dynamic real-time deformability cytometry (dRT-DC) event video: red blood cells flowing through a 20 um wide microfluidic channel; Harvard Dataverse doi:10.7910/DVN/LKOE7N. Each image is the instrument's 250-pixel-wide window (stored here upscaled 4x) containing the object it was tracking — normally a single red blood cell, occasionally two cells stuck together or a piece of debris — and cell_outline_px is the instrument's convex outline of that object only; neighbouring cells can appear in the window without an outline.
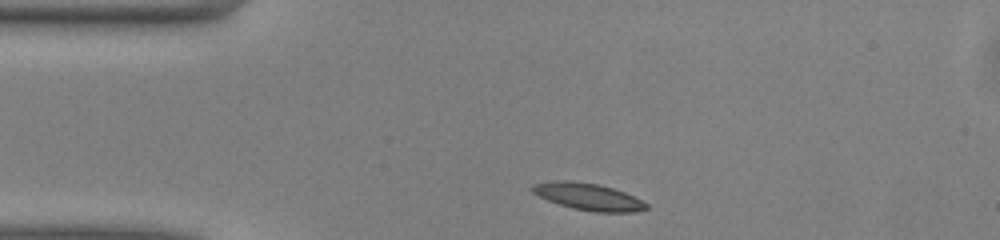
{"species": "common noctule bat (a hibernating species)", "species_latin": "Nyctalus noctula", "temperature_condition": "warm", "stored_images_in_passage": 41, "camera_frame_rate_fps": 3000, "um_per_image_px": 0.085, "animal": {"sex": "male", "body_mass_g": 13.0, "forearm_length_mm": 53.1}, "frame": {"image": 1, "passage_image": 1, "time_ms": 0.0, "image_size_px": [1000, 240], "cell_outline_px": [[648, 208], [636, 212], [596, 212], [572, 208], [548, 200], [532, 192], [528, 188], [532, 184], [556, 180], [572, 180], [596, 184], [612, 188], [624, 192], [648, 204]], "centroid_in_image_um": [49.96, 16.71], "position_along_channel_um": 35.0, "area_um2": 17.8}}
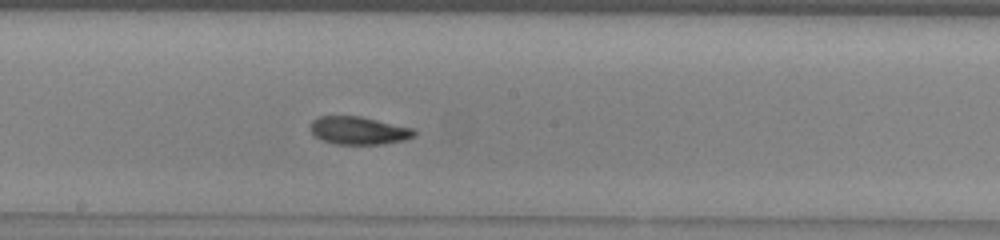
{"frame": {"image": 2, "passage_image": 17, "time_ms": 5.333, "image_size_px": [1000, 240], "cell_outline_px": [[416, 136], [404, 140], [384, 144], [336, 144], [320, 140], [312, 132], [312, 120], [320, 116], [360, 116], [412, 128], [416, 132]], "centroid_in_image_um": [30.5, 11.1], "position_along_channel_um": 217.7, "area_um2": 16.76}}
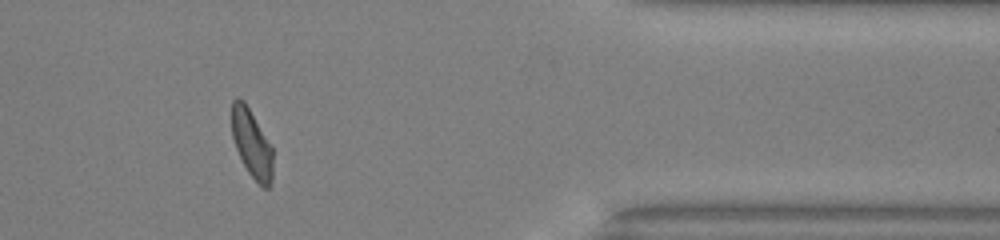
{"frame": {"image": 3, "passage_image": 32, "time_ms": 10.333, "image_size_px": [1000, 240], "cell_outline_px": [[272, 180], [268, 188], [264, 188], [248, 172], [236, 148], [232, 136], [232, 100], [236, 96], [244, 100], [272, 148]], "centroid_in_image_um": [21.38, 12.18], "position_along_channel_um": 390.0, "area_um2": 15.95}, "authors_computed_cell_mechanics": {"area_um2": 17.1666, "velocity_mm_per_s": 4.0382, "shape_relaxation_time_tau1_ms": 4.0878, "shape_relaxation_time_tau2_ms": 3.4676, "deformation_change_tau1": 0.1467, "deformation_change_tau2": 0.0991}}